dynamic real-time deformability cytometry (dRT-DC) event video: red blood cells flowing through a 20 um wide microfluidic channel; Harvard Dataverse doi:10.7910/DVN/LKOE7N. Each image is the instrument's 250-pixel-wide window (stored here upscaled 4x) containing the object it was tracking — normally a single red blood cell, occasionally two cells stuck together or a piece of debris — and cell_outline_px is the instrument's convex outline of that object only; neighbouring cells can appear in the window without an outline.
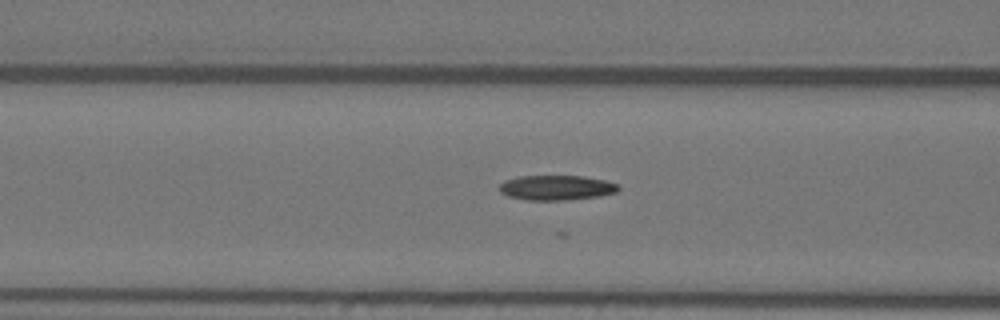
{"species": "Egyptian fruit bat (a non-hibernating species)", "species_latin": "Rousettus aegyptiacus", "temperature_condition": "warm", "stored_images_in_passage": 36, "camera_frame_rate_fps": 3000, "um_per_image_px": 0.085, "animal": {"sex": "female"}, "frame": {"image": 1, "passage_image": 22, "time_ms": 7.0, "image_size_px": [1000, 320], "cell_outline_px": [[620, 188], [616, 192], [600, 196], [564, 200], [528, 200], [508, 196], [500, 192], [500, 184], [504, 180], [516, 176], [580, 176], [604, 180], [616, 184]], "centroid_in_image_um": [47.26, 15.95], "position_along_channel_um": 119.3, "area_um2": 17.17}}
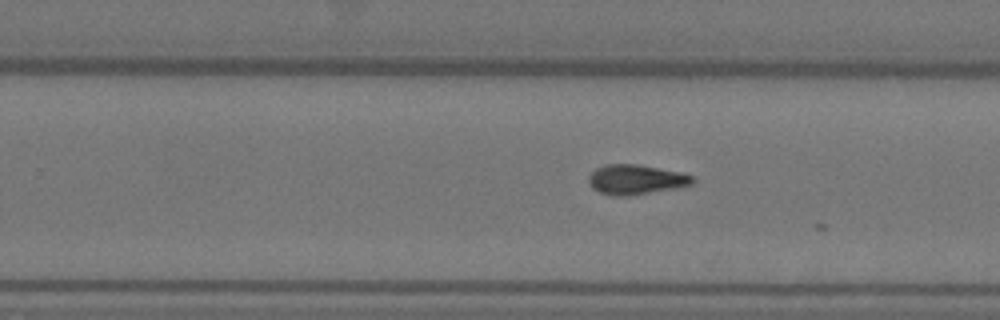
{"frame": {"image": 2, "passage_image": 35, "time_ms": 11.333, "image_size_px": [1000, 320], "cell_outline_px": [[692, 184], [672, 188], [628, 196], [612, 196], [600, 192], [592, 188], [588, 180], [588, 176], [596, 168], [604, 164], [636, 164], [680, 172], [692, 176]], "centroid_in_image_um": [53.97, 15.25], "position_along_channel_um": 275.8, "area_um2": 17.74}}